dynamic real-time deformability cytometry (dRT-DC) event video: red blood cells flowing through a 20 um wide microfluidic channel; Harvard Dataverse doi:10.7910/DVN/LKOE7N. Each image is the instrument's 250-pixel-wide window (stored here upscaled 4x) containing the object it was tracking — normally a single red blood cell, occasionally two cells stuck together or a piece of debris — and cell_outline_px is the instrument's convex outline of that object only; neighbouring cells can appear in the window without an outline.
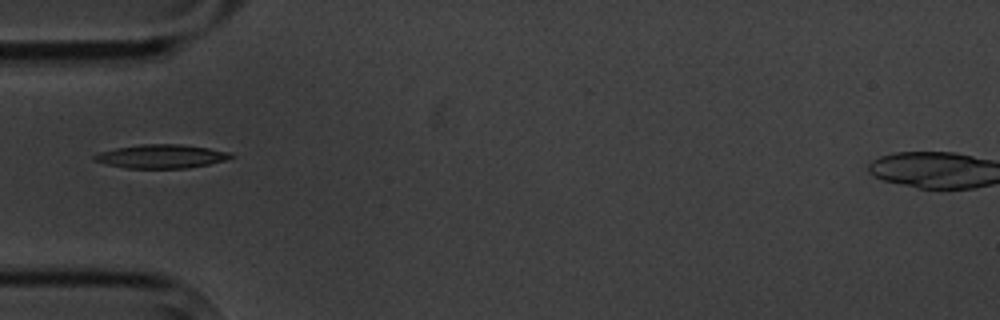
{"species": "common noctule bat (a hibernating species)", "species_latin": "Nyctalus noctula", "temperature_condition": "cold", "stored_images_in_passage": 2, "camera_frame_rate_fps": 3000, "um_per_image_px": 0.085, "animal": {"sex": "male", "body_mass_g": 20.1, "forearm_length_mm": 53.5}, "frame": {"image": 1, "passage_image": 1, "time_ms": 0.0, "image_size_px": [1000, 320], "cell_outline_px": [[236, 156], [224, 160], [208, 164], [188, 168], [124, 168], [92, 160], [92, 156], [100, 152], [116, 148], [140, 144], [180, 144], [208, 148], [228, 152]], "centroid_in_image_um": [13.68, 13.29], "position_along_channel_um": 71.3, "area_um2": 18.73}}
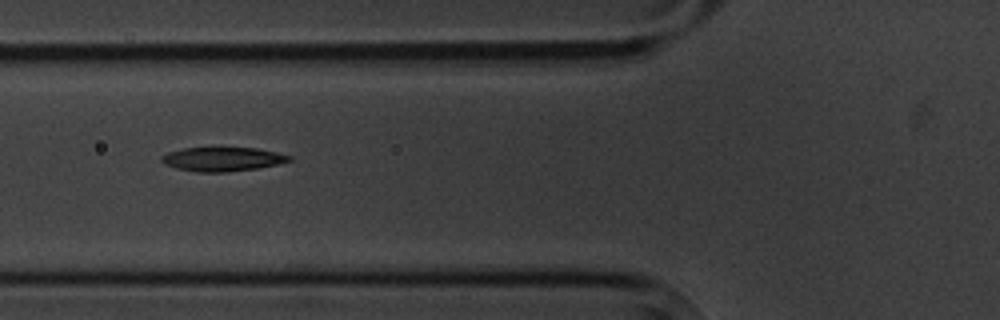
{"frame": {"image": 2, "passage_image": 2, "time_ms": 1.0, "image_size_px": [1000, 320], "cell_outline_px": [[292, 160], [276, 164], [256, 168], [224, 172], [196, 172], [176, 168], [164, 164], [160, 160], [160, 156], [168, 152], [184, 148], [256, 148], [276, 152], [292, 156]], "centroid_in_image_um": [18.87, 13.53], "position_along_channel_um": 106.9, "area_um2": 17.74}}